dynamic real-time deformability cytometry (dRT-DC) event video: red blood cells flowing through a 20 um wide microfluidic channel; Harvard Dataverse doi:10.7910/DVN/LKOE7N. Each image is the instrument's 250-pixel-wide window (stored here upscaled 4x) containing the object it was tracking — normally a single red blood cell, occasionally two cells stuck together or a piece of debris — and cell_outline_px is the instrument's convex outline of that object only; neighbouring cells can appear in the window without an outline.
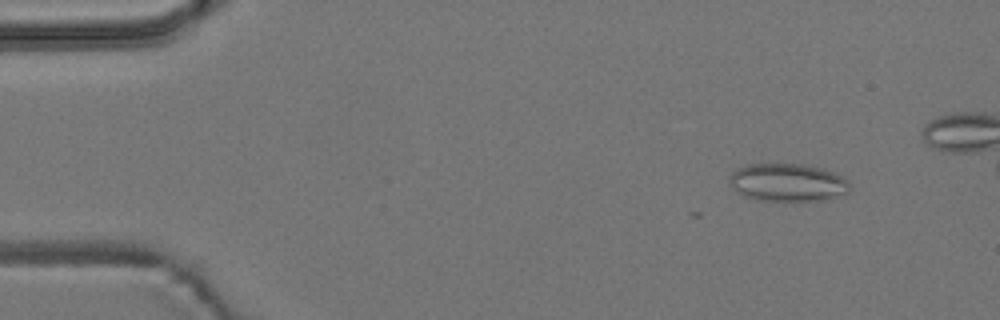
{"species": "common noctule bat (a hibernating species)", "species_latin": "Nyctalus noctula", "temperature_condition": "room temperature", "stored_images_in_passage": 6, "camera_frame_rate_fps": 3000, "um_per_image_px": 0.085, "animal": {"sex": "male", "body_mass_g": 19.2, "forearm_length_mm": 51.8}, "frame": {"image": 1, "passage_image": 2, "time_ms": 1.333, "image_size_px": [1000, 320], "cell_outline_px": [[848, 192], [828, 200], [756, 200], [744, 196], [736, 192], [728, 184], [728, 176], [736, 168], [744, 164], [804, 164], [824, 168], [848, 180]], "centroid_in_image_um": [66.88, 15.5], "position_along_channel_um": 18.1, "area_um2": 26.82}}